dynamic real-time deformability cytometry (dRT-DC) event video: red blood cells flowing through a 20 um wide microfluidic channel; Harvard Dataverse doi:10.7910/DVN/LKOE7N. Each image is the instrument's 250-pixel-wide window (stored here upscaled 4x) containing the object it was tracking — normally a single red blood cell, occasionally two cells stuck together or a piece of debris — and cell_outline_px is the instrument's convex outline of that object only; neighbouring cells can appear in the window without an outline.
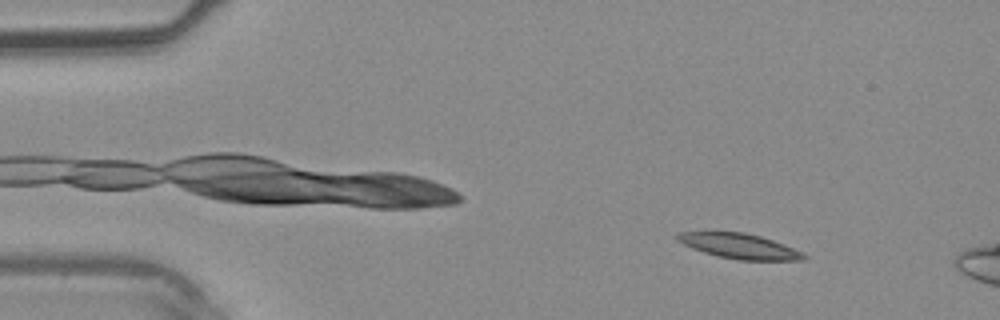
{"species": "common noctule bat (a hibernating species)", "species_latin": "Nyctalus noctula", "temperature_condition": "warm", "stored_images_in_passage": 11, "camera_frame_rate_fps": 3000, "um_per_image_px": 0.085, "animal": {"sex": "male", "body_mass_g": 20.4}, "frame": {"image": 1, "passage_image": 5, "time_ms": 1.333, "image_size_px": [1000, 320], "cell_outline_px": [[808, 256], [804, 260], [740, 260], [720, 256], [704, 252], [692, 248], [676, 240], [672, 236], [680, 232], [744, 232], [760, 236], [784, 244], [804, 252]], "centroid_in_image_um": [62.86, 20.91], "position_along_channel_um": 22.1, "area_um2": 18.44}}